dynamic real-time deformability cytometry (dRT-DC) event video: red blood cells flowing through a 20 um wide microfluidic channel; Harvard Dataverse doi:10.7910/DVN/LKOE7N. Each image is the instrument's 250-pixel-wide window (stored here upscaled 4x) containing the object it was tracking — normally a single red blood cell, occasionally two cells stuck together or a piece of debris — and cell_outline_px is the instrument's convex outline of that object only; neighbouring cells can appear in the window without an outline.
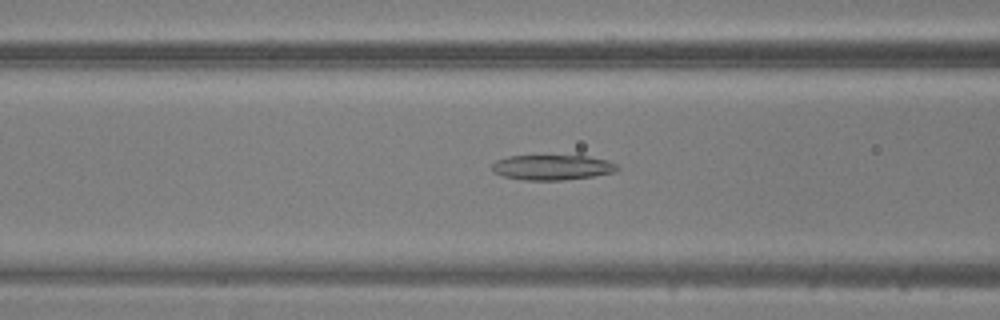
{"species": "common noctule bat (a hibernating species)", "species_latin": "Nyctalus noctula", "temperature_condition": "warm", "stored_images_in_passage": 40, "camera_frame_rate_fps": 3000, "um_per_image_px": 0.085, "animal": {"sex": "male", "body_mass_g": 20.5, "forearm_length_mm": 52.5}, "frame": {"image": 1, "passage_image": 15, "time_ms": 4.667, "image_size_px": [1000, 320], "cell_outline_px": [[620, 168], [616, 172], [592, 176], [564, 180], [524, 180], [504, 176], [492, 172], [492, 164], [496, 160], [508, 156], [588, 156], [608, 160], [616, 164]], "centroid_in_image_um": [46.95, 14.23], "position_along_channel_um": 119.6, "area_um2": 18.38}}
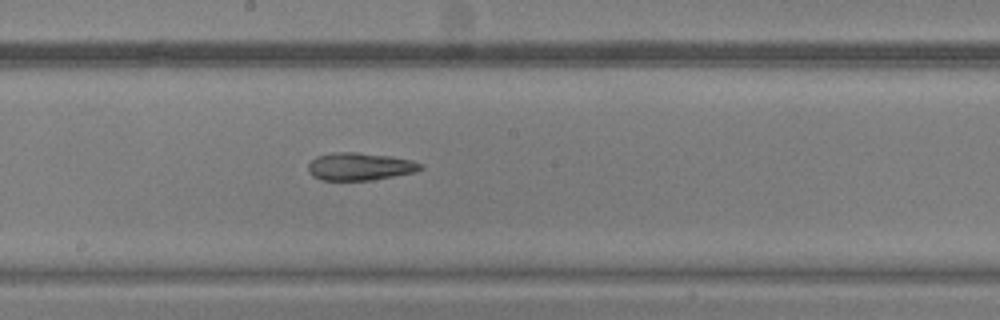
{"frame": {"image": 2, "passage_image": 22, "time_ms": 7.0, "image_size_px": [1000, 320], "cell_outline_px": [[424, 168], [416, 172], [372, 180], [320, 180], [312, 176], [308, 172], [308, 164], [316, 156], [332, 152], [356, 152], [392, 156], [412, 160], [424, 164]], "centroid_in_image_um": [30.6, 14.15], "position_along_channel_um": 217.6, "area_um2": 18.38}}
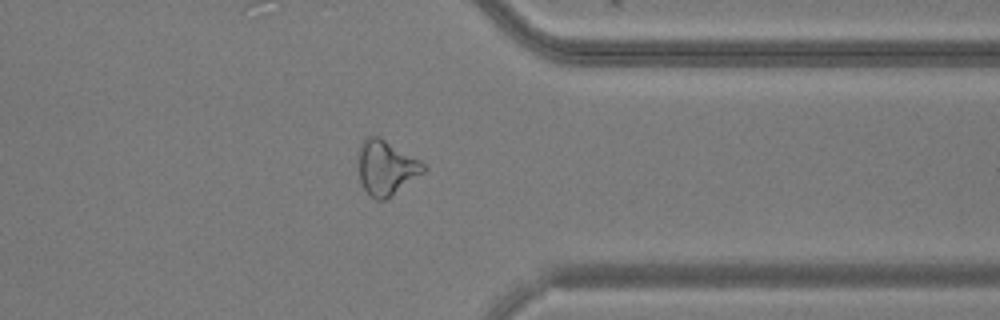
{"frame": {"image": 3, "passage_image": 34, "time_ms": 11.0, "image_size_px": [1000, 320], "cell_outline_px": [[428, 168], [424, 172], [392, 196], [384, 200], [376, 200], [364, 188], [360, 180], [356, 160], [360, 148], [364, 140], [368, 136], [380, 136], [420, 160]], "centroid_in_image_um": [32.82, 14.24], "position_along_channel_um": 378.6, "area_um2": 20.87}}